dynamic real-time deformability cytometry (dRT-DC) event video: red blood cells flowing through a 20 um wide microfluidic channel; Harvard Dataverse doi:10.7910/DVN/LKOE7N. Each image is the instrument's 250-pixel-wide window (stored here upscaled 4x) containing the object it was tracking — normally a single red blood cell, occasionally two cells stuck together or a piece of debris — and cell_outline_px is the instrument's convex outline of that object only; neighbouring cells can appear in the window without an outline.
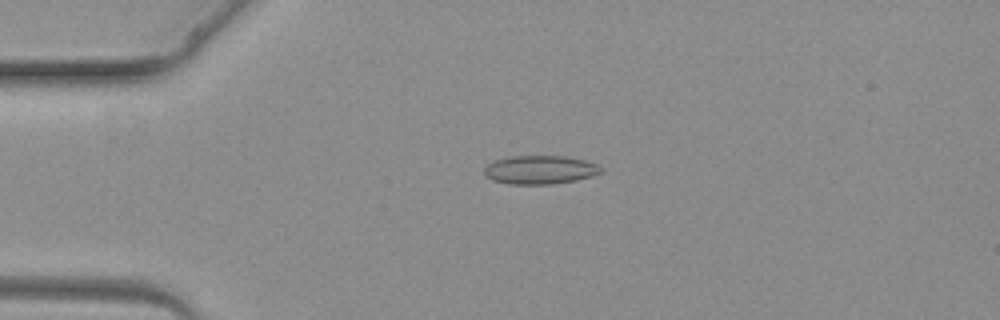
{"species": "common noctule bat (a hibernating species)", "species_latin": "Nyctalus noctula", "temperature_condition": "warm", "stored_images_in_passage": 3, "camera_frame_rate_fps": 3000, "um_per_image_px": 0.085, "animal": {"sex": "female", "body_mass_g": 19.3, "forearm_length_mm": 54.1}, "frame": {"image": 1, "passage_image": 2, "time_ms": 1.333, "image_size_px": [1000, 320], "cell_outline_px": [[604, 168], [600, 172], [592, 176], [576, 180], [552, 184], [508, 184], [492, 180], [484, 172], [484, 168], [488, 164], [496, 160], [508, 156], [564, 156], [584, 160], [596, 164]], "centroid_in_image_um": [45.9, 14.43], "position_along_channel_um": 39.1, "area_um2": 19.36}}
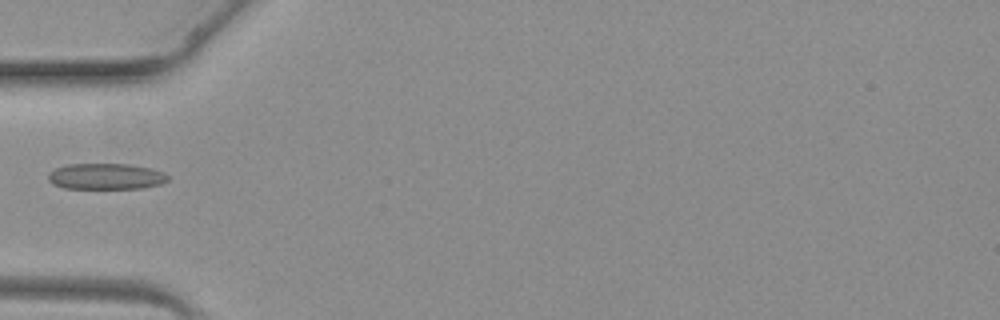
{"frame": {"image": 2, "passage_image": 3, "time_ms": 2.667, "image_size_px": [1000, 320], "cell_outline_px": [[168, 180], [160, 184], [140, 188], [64, 188], [52, 184], [48, 180], [48, 172], [56, 168], [68, 164], [132, 164], [152, 168], [164, 172], [168, 176]], "centroid_in_image_um": [9.0, 14.98], "position_along_channel_um": 76.0, "area_um2": 18.21}}